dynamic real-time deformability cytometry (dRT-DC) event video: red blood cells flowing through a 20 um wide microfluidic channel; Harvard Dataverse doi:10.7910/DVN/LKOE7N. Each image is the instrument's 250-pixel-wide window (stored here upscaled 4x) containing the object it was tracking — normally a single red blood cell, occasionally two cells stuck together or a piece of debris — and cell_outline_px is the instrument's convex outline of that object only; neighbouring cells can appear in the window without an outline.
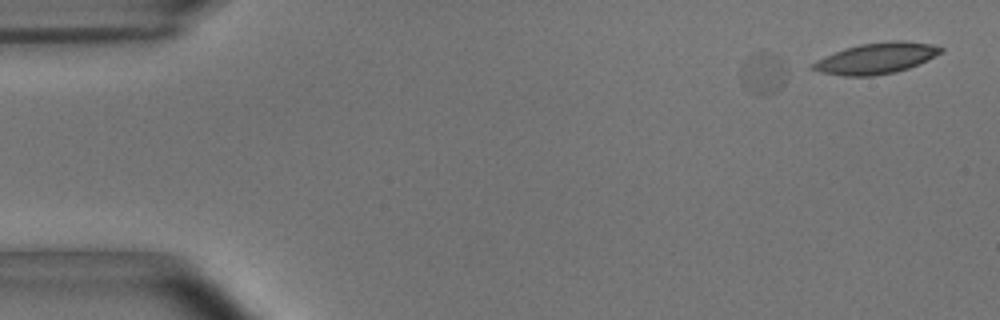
{"species": "common noctule bat (a hibernating species)", "species_latin": "Nyctalus noctula", "temperature_condition": "room temperature", "stored_images_in_passage": 12, "camera_frame_rate_fps": 3000, "um_per_image_px": 0.085, "animal": {"sex": "male", "body_mass_g": 15.6}, "frame": {"image": 1, "passage_image": 5, "time_ms": 1.333, "image_size_px": [1000, 320], "cell_outline_px": [[788, 72], [784, 84], [776, 92], [764, 96], [752, 92], [740, 84], [740, 64], [752, 52], [768, 52], [776, 56], [780, 60]], "centroid_in_image_um": [64.82, 6.24], "position_along_channel_um": 20.2, "area_um2": 11.62}}